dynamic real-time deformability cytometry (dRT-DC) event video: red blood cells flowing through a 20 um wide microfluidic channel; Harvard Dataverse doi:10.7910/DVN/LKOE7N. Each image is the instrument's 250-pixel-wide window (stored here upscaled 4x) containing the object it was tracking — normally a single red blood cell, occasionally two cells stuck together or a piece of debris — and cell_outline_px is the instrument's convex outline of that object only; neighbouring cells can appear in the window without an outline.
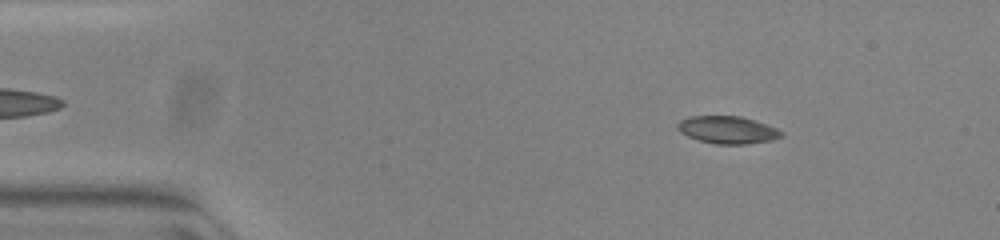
{"species": "common noctule bat (a hibernating species)", "species_latin": "Nyctalus noctula", "temperature_condition": "warm", "stored_images_in_passage": 52, "camera_frame_rate_fps": 3000, "um_per_image_px": 0.085, "animal": {"sex": "female", "body_mass_g": 23.0, "forearm_length_mm": 53.4}, "frame": {"image": 1, "passage_image": 7, "time_ms": 2.0, "image_size_px": [1000, 240], "cell_outline_px": [[784, 136], [772, 140], [748, 144], [716, 144], [700, 140], [688, 136], [680, 132], [676, 128], [676, 124], [680, 120], [688, 116], [740, 116], [776, 128], [784, 132]], "centroid_in_image_um": [61.83, 11.04], "position_along_channel_um": 23.2, "area_um2": 16.59}}
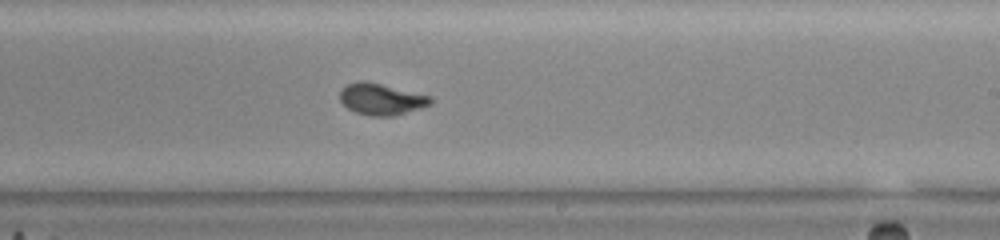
{"frame": {"image": 2, "passage_image": 31, "time_ms": 10.0, "image_size_px": [1000, 240], "cell_outline_px": [[432, 104], [392, 116], [372, 116], [356, 112], [348, 108], [340, 100], [340, 92], [348, 84], [360, 80], [364, 80], [432, 96]], "centroid_in_image_um": [32.42, 8.42], "position_along_channel_um": 256.6, "area_um2": 16.36}}
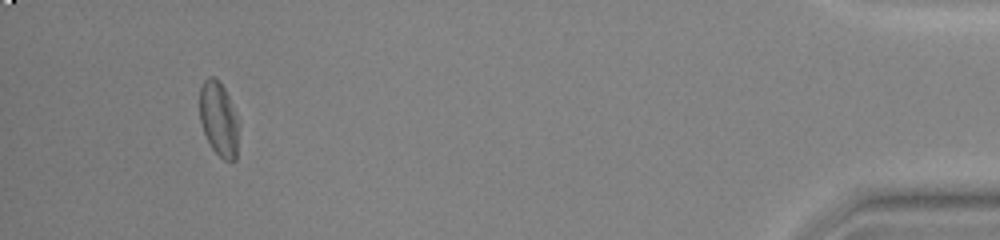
{"frame": {"image": 3, "passage_image": 49, "time_ms": 16.0, "image_size_px": [1000, 240], "cell_outline_px": [[240, 124], [236, 160], [224, 160], [212, 148], [204, 132], [200, 120], [200, 88], [204, 80], [208, 76], [216, 76], [220, 80], [232, 104]], "centroid_in_image_um": [18.62, 10.09], "position_along_channel_um": 416.6, "area_um2": 17.17}, "authors_computed_cell_mechanics": {"area_um2": 16.6753, "velocity_mm_per_s": 3.8798, "shape_relaxation_time_tau1_ms": 6.3072, "shape_relaxation_time_tau2_ms": 1.0593, "deformation_change_tau1": 0.2112, "deformation_change_tau2": 0.0546}}